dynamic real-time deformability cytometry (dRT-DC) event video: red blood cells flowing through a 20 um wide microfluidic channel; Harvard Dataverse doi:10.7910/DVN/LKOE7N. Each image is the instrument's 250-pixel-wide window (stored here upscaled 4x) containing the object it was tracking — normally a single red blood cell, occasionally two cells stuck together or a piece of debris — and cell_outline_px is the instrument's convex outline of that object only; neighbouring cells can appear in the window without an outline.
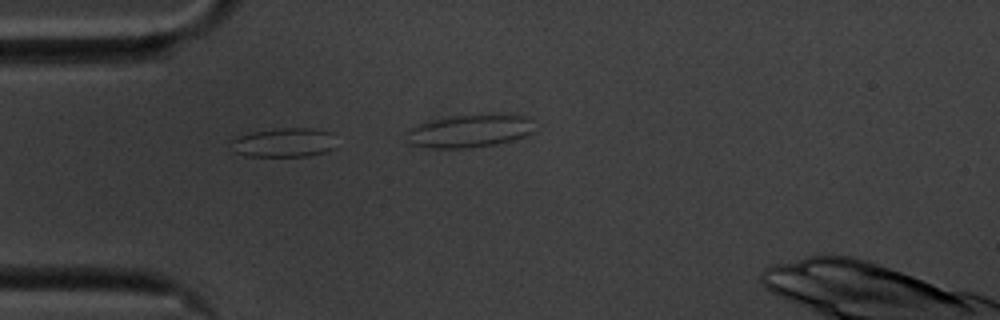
{"species": "common noctule bat (a hibernating species)", "species_latin": "Nyctalus noctula", "temperature_condition": "cold", "stored_images_in_passage": 17, "segment_of_instrument_passage": [1, 2], "camera_frame_rate_fps": 3000, "um_per_image_px": 0.085, "animal": {"sex": "male", "body_mass_g": 20.1, "forearm_length_mm": 53.5}, "frame": {"image": 1, "passage_image": 13, "time_ms": 4.0, "image_size_px": [1000, 320], "cell_outline_px": [[336, 148], [324, 152], [308, 156], [244, 156], [232, 152], [232, 140], [240, 136], [252, 132], [276, 128], [312, 128], [332, 132]], "centroid_in_image_um": [24.15, 12.12], "position_along_channel_um": 60.8, "area_um2": 18.03}}
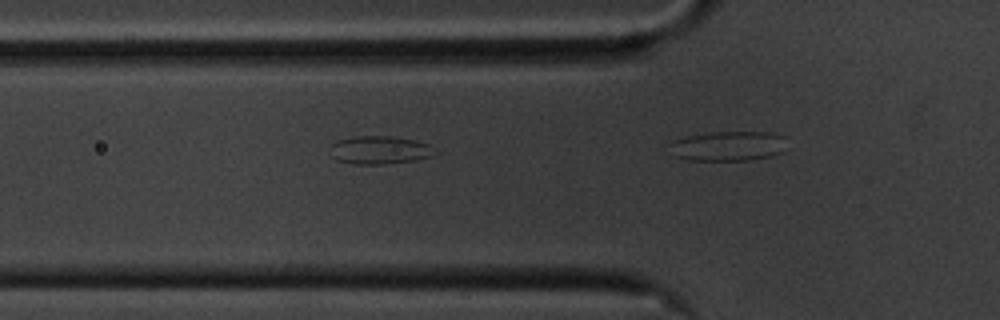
{"frame": {"image": 2, "passage_image": 16, "time_ms": 5.0, "image_size_px": [1000, 320], "cell_outline_px": [[440, 152], [432, 156], [416, 160], [380, 164], [352, 164], [336, 160], [332, 156], [332, 144], [336, 140], [356, 136], [388, 136], [416, 140], [428, 144]], "centroid_in_image_um": [32.3, 12.75], "position_along_channel_um": 93.5, "area_um2": 17.22}}